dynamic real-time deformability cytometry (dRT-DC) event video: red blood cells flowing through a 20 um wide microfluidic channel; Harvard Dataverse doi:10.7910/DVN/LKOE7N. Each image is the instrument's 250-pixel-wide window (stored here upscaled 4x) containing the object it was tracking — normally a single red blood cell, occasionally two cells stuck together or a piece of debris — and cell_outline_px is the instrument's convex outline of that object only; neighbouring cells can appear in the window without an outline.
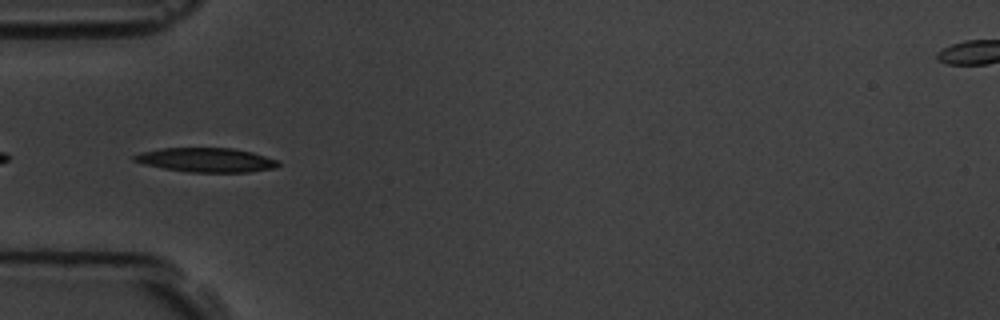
{"species": "common noctule bat (a hibernating species)", "species_latin": "Nyctalus noctula", "temperature_condition": "room temperature", "stored_images_in_passage": 6, "camera_frame_rate_fps": 3000, "um_per_image_px": 0.085, "animal": {"sex": "male", "body_mass_g": 19.5, "forearm_length_mm": 54.6}, "frame": {"image": 1, "passage_image": 5, "time_ms": 4.667, "image_size_px": [1000, 320], "cell_outline_px": [[280, 164], [276, 168], [248, 172], [188, 172], [164, 168], [144, 164], [132, 160], [132, 156], [140, 152], [160, 148], [232, 148], [252, 152], [280, 160]], "centroid_in_image_um": [17.55, 13.59], "position_along_channel_um": 67.5, "area_um2": 20.46}}
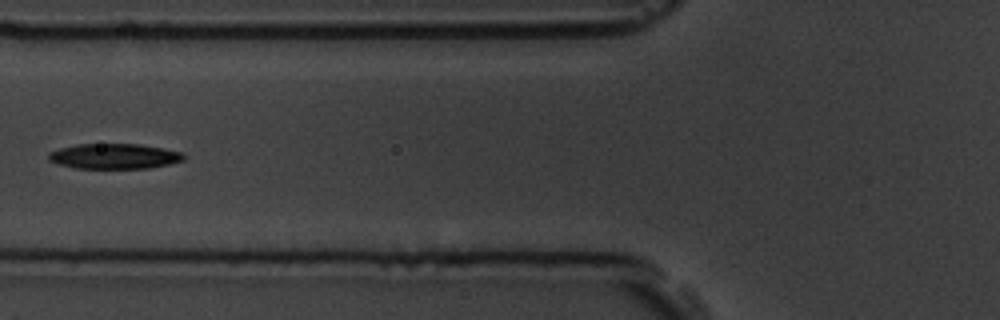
{"frame": {"image": 2, "passage_image": 6, "time_ms": 6.0, "image_size_px": [1000, 320], "cell_outline_px": [[188, 156], [184, 160], [168, 164], [148, 168], [76, 168], [60, 164], [48, 160], [48, 152], [60, 148], [76, 144], [140, 144], [184, 152]], "centroid_in_image_um": [9.75, 13.27], "position_along_channel_um": 116.1, "area_um2": 19.94}}